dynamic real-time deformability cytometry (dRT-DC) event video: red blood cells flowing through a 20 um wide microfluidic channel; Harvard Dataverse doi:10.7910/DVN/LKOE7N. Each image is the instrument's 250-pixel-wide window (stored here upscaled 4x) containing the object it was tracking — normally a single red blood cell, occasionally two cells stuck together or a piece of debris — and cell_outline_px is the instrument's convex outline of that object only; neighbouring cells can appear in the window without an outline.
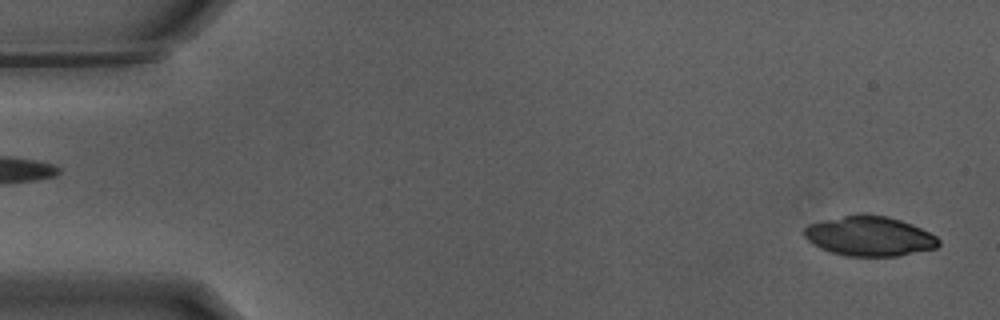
{"species": "Egyptian fruit bat (a non-hibernating species)", "species_latin": "Rousettus aegyptiacus", "temperature_condition": "warm", "stored_images_in_passage": 53, "camera_frame_rate_fps": 3000, "um_per_image_px": 0.085, "animal": {"sex": "male"}, "frame": {"image": 1, "passage_image": 2, "time_ms": 0.333, "image_size_px": [1000, 320], "cell_outline_px": [[940, 244], [936, 248], [900, 256], [848, 256], [832, 252], [820, 248], [812, 244], [804, 236], [804, 228], [808, 224], [820, 220], [860, 212], [864, 212], [888, 216], [912, 224], [936, 236], [940, 240]], "centroid_in_image_um": [73.89, 20.05], "position_along_channel_um": 11.1, "area_um2": 31.62}}